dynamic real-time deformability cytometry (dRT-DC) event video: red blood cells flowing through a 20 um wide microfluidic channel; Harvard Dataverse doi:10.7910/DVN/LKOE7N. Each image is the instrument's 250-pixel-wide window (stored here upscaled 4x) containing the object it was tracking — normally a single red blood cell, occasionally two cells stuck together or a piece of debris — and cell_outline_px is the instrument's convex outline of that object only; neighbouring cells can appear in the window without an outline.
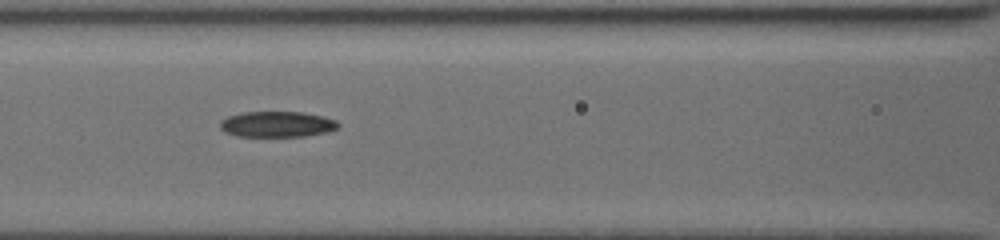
{"species": "common noctule bat (a hibernating species)", "species_latin": "Nyctalus noctula", "temperature_condition": "cold", "stored_images_in_passage": 40, "segment_of_instrument_passage": [2, 2], "camera_frame_rate_fps": 3000, "um_per_image_px": 0.085, "animal": {"sex": "female", "body_mass_g": 19.5, "forearm_length_mm": 54.1}, "frame": {"image": 1, "passage_image": 21, "time_ms": 9.0, "image_size_px": [1000, 240], "cell_outline_px": [[340, 124], [336, 128], [328, 132], [304, 136], [236, 136], [224, 132], [220, 128], [220, 120], [228, 116], [244, 112], [300, 112], [324, 116], [336, 120]], "centroid_in_image_um": [23.54, 10.56], "position_along_channel_um": 143.1, "area_um2": 17.74}}
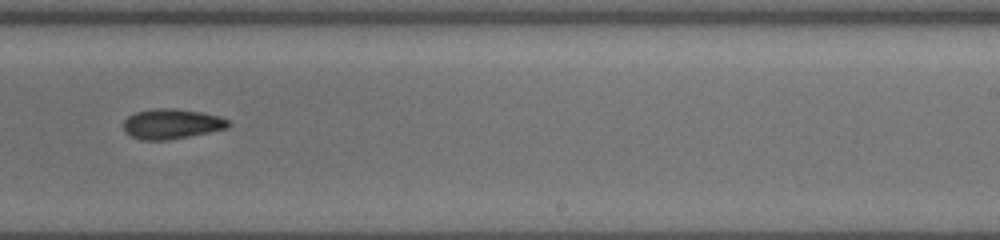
{"frame": {"image": 2, "passage_image": 31, "time_ms": 12.333, "image_size_px": [1000, 240], "cell_outline_px": [[232, 124], [228, 128], [168, 140], [140, 140], [124, 132], [124, 120], [128, 116], [136, 112], [156, 108], [176, 108], [200, 112], [220, 116], [228, 120]], "centroid_in_image_um": [14.59, 10.53], "position_along_channel_um": 274.4, "area_um2": 18.38}}
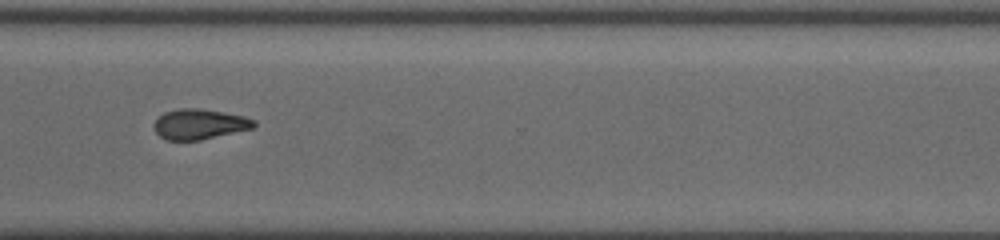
{"frame": {"image": 3, "passage_image": 36, "time_ms": 14.333, "image_size_px": [1000, 240], "cell_outline_px": [[256, 124], [252, 128], [200, 140], [168, 140], [160, 136], [156, 132], [152, 124], [164, 112], [180, 108], [200, 108], [244, 116], [256, 120]], "centroid_in_image_um": [16.94, 10.54], "position_along_channel_um": 353.7, "area_um2": 17.51}}